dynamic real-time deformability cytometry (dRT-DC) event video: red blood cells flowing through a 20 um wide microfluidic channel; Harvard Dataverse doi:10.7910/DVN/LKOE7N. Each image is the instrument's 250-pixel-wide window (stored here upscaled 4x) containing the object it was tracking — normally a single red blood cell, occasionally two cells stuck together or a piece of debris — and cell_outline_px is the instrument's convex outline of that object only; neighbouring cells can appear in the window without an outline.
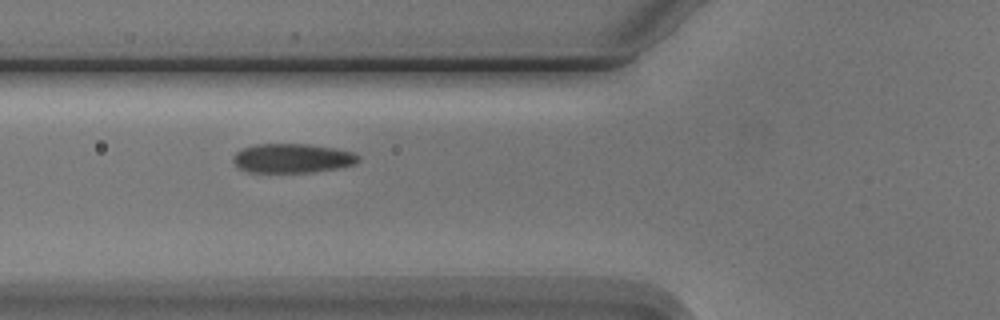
{"species": "Egyptian fruit bat (a non-hibernating species)", "species_latin": "Rousettus aegyptiacus", "temperature_condition": "cold", "stored_images_in_passage": 7, "camera_frame_rate_fps": 3000, "um_per_image_px": 0.085, "animal": {"sex": "male"}, "frame": {"image": 1, "passage_image": 3, "time_ms": 2.333, "image_size_px": [1000, 320], "cell_outline_px": [[360, 160], [352, 164], [336, 168], [312, 172], [248, 172], [240, 168], [232, 160], [232, 156], [236, 152], [244, 148], [256, 144], [308, 144], [336, 148], [352, 152], [360, 156]], "centroid_in_image_um": [24.84, 13.44], "position_along_channel_um": 101.0, "area_um2": 21.21}}
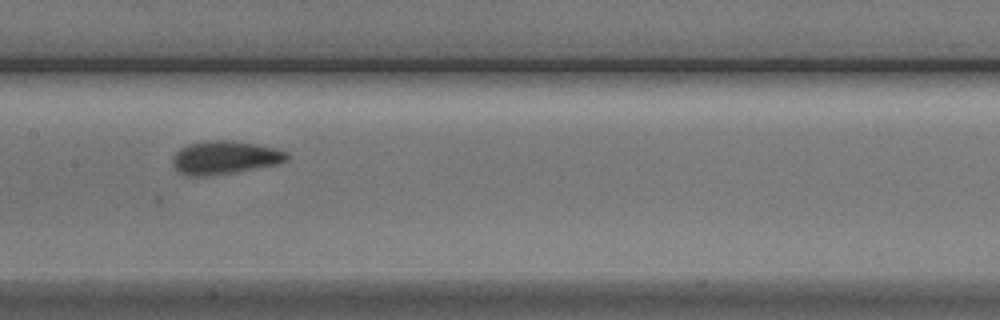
{"frame": {"image": 2, "passage_image": 5, "time_ms": 4.667, "image_size_px": [1000, 320], "cell_outline_px": [[288, 160], [280, 164], [232, 172], [204, 176], [184, 176], [172, 164], [172, 156], [180, 148], [188, 144], [204, 140], [232, 140], [256, 144], [276, 148], [288, 152]], "centroid_in_image_um": [19.1, 13.38], "position_along_channel_um": 188.3, "area_um2": 22.31}}
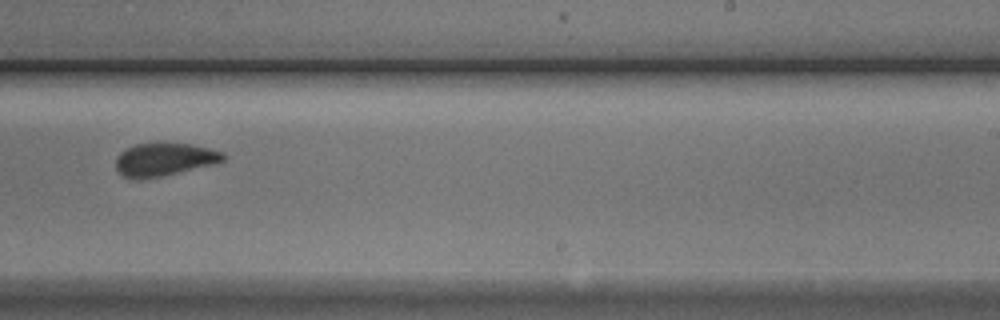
{"frame": {"image": 3, "passage_image": 7, "time_ms": 7.0, "image_size_px": [1000, 320], "cell_outline_px": [[228, 156], [224, 160], [212, 164], [160, 176], [140, 180], [124, 176], [116, 168], [116, 156], [120, 152], [136, 144], [192, 144], [224, 152]], "centroid_in_image_um": [13.97, 13.55], "position_along_channel_um": 275.0, "area_um2": 20.23}}